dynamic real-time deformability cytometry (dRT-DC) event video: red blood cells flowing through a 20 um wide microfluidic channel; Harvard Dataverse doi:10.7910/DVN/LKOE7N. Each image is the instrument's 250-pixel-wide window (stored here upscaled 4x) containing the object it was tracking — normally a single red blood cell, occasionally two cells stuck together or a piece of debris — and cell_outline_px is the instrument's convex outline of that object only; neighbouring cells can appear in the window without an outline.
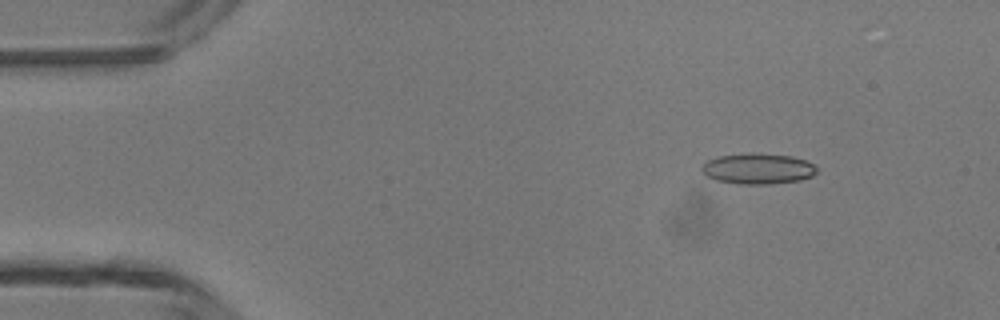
{"species": "common noctule bat (a hibernating species)", "species_latin": "Nyctalus noctula", "temperature_condition": "room temperature", "stored_images_in_passage": 4, "camera_frame_rate_fps": 3000, "um_per_image_px": 0.085, "animal": {"sex": "male", "body_mass_g": 13.3}, "frame": {"image": 1, "passage_image": 2, "time_ms": 1.0, "image_size_px": [1000, 320], "cell_outline_px": [[820, 172], [812, 176], [800, 180], [772, 184], [740, 184], [716, 180], [704, 176], [700, 168], [708, 160], [720, 156], [752, 152], [792, 156], [804, 160], [812, 164]], "centroid_in_image_um": [64.42, 14.34], "position_along_channel_um": 20.6, "area_um2": 20.75}}